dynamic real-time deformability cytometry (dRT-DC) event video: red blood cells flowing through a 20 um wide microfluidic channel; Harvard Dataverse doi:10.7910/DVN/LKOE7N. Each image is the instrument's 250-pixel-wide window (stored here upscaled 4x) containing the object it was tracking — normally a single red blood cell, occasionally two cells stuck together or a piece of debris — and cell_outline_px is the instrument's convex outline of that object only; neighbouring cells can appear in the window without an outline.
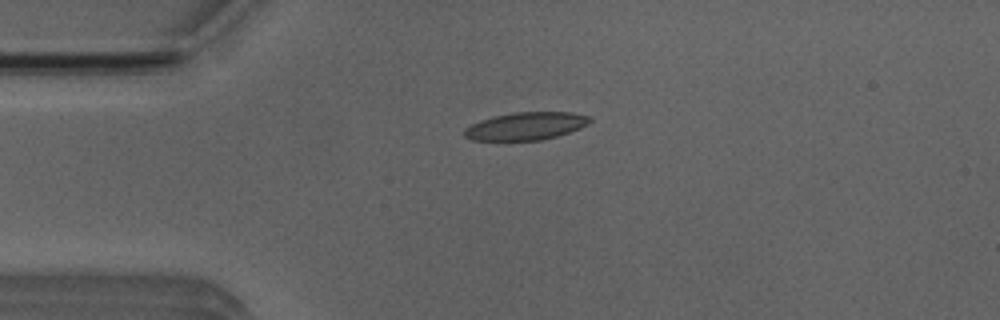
{"species": "Egyptian fruit bat (a non-hibernating species)", "species_latin": "Rousettus aegyptiacus", "temperature_condition": "room temperature", "stored_images_in_passage": 6, "camera_frame_rate_fps": 3000, "um_per_image_px": 0.085, "animal": {"sex": "male"}, "frame": {"image": 1, "passage_image": 4, "time_ms": 3.667, "image_size_px": [1000, 320], "cell_outline_px": [[592, 120], [588, 124], [580, 128], [556, 136], [540, 140], [472, 140], [464, 136], [464, 128], [480, 120], [492, 116], [516, 112], [572, 112], [592, 116]], "centroid_in_image_um": [44.71, 10.7], "position_along_channel_um": 40.3, "area_um2": 20.29}}